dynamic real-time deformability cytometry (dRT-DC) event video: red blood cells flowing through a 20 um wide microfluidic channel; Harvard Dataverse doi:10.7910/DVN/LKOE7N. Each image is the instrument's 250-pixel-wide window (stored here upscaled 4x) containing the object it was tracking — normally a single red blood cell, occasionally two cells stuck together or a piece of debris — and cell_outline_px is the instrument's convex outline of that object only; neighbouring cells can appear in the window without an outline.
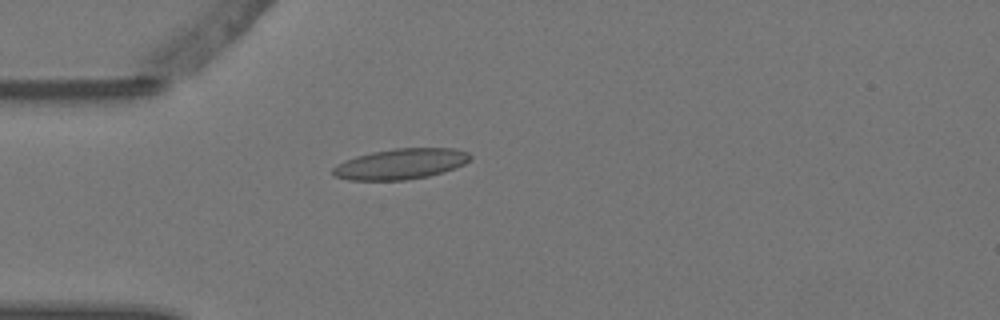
{"species": "Egyptian fruit bat (a non-hibernating species)", "species_latin": "Rousettus aegyptiacus", "temperature_condition": "warm", "stored_images_in_passage": 3, "camera_frame_rate_fps": 3000, "um_per_image_px": 0.085, "animal": {"sex": "female"}, "frame": {"image": 1, "passage_image": 3, "time_ms": 0.667, "image_size_px": [1000, 320], "cell_outline_px": [[472, 160], [456, 168], [444, 172], [428, 176], [404, 180], [348, 180], [336, 176], [332, 172], [332, 168], [344, 160], [356, 156], [372, 152], [396, 148], [452, 148], [468, 152], [472, 156]], "centroid_in_image_um": [34.09, 13.93], "position_along_channel_um": 50.9, "area_um2": 24.57}}